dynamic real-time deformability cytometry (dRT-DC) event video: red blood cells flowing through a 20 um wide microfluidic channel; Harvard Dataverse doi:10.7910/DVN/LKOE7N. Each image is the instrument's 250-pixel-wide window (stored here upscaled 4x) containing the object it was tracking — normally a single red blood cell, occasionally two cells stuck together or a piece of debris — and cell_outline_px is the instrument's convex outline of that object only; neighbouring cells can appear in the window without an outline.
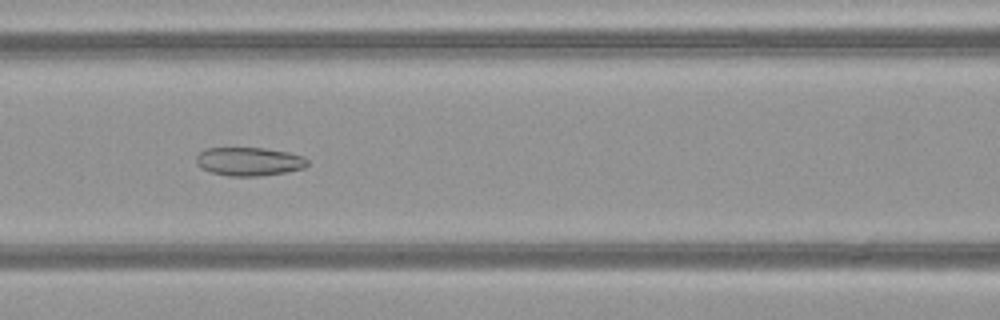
{"species": "common noctule bat (a hibernating species)", "species_latin": "Nyctalus noctula", "temperature_condition": "warm", "stored_images_in_passage": 33, "camera_frame_rate_fps": 3000, "um_per_image_px": 0.085, "animal": {"sex": "female", "body_mass_g": 21.9}, "frame": {"image": 1, "passage_image": 10, "time_ms": 3.0, "image_size_px": [1000, 320], "cell_outline_px": [[308, 164], [304, 168], [284, 172], [256, 176], [228, 176], [212, 172], [200, 168], [196, 164], [196, 156], [204, 148], [264, 148], [288, 152], [304, 156], [308, 160]], "centroid_in_image_um": [21.15, 13.72], "position_along_channel_um": 145.4, "area_um2": 18.5}}
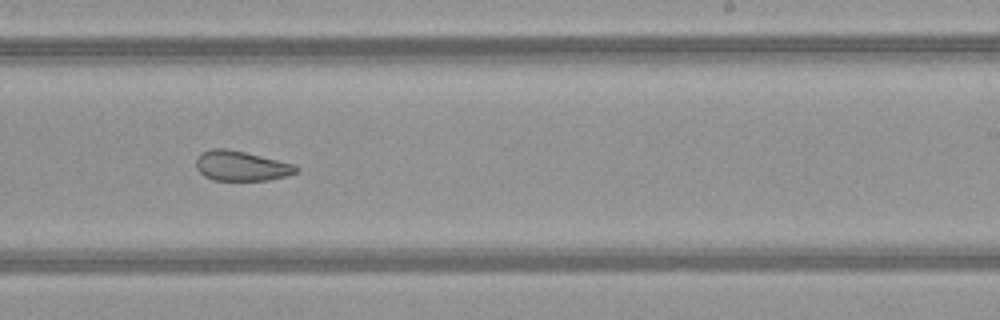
{"frame": {"image": 2, "passage_image": 19, "time_ms": 6.0, "image_size_px": [1000, 320], "cell_outline_px": [[300, 172], [288, 176], [268, 180], [212, 180], [204, 176], [196, 168], [196, 160], [204, 152], [212, 148], [228, 148], [296, 164], [300, 168]], "centroid_in_image_um": [20.57, 14.11], "position_along_channel_um": 268.4, "area_um2": 17.63}}
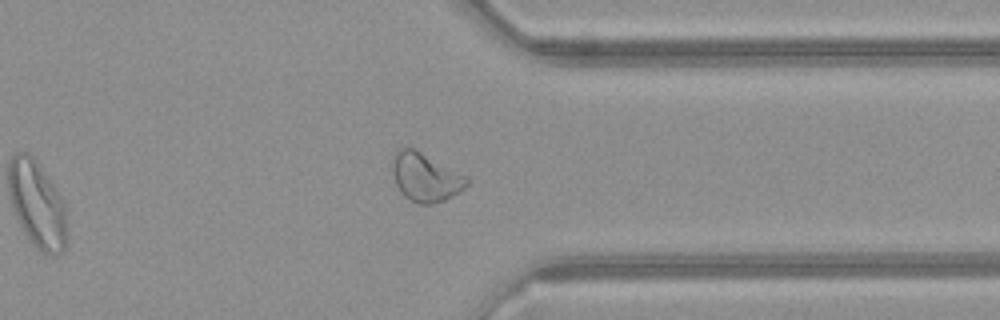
{"frame": {"image": 3, "passage_image": 27, "time_ms": 8.667, "image_size_px": [1000, 320], "cell_outline_px": [[468, 184], [464, 188], [452, 196], [444, 200], [432, 204], [420, 204], [404, 196], [400, 192], [396, 184], [392, 172], [392, 156], [400, 148], [412, 148], [468, 176]], "centroid_in_image_um": [36.15, 15.07], "position_along_channel_um": 375.3, "area_um2": 20.81}, "authors_computed_cell_mechanics": {"area_um2": 18.9006, "velocity_mm_per_s": 4.1112, "shape_relaxation_time_tau1_ms": null, "shape_relaxation_time_tau2_ms": 1.7901, "deformation_change_tau1": null, "deformation_change_tau2": 0.0802}}